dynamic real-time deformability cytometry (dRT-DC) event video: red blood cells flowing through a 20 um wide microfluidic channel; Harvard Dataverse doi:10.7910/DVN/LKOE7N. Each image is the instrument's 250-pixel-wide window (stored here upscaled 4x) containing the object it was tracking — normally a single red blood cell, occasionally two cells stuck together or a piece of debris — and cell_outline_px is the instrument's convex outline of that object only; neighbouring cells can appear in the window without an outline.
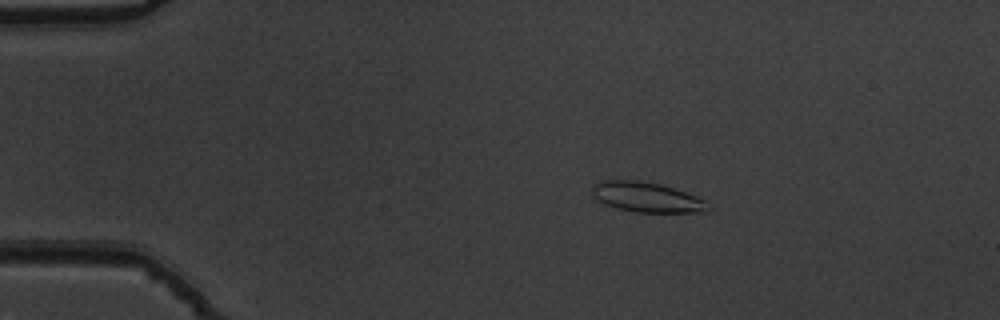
{"species": "common noctule bat (a hibernating species)", "species_latin": "Nyctalus noctula", "temperature_condition": "warm", "stored_images_in_passage": 16, "camera_frame_rate_fps": 3000, "um_per_image_px": 0.085, "animal": {"sex": "male", "body_mass_g": 19.5, "forearm_length_mm": 54.6}, "frame": {"image": 1, "passage_image": 11, "time_ms": 3.333, "image_size_px": [1000, 320], "cell_outline_px": [[712, 208], [708, 212], [632, 212], [616, 208], [604, 204], [596, 200], [592, 196], [592, 188], [600, 180], [636, 180], [660, 184], [684, 192], [704, 200]], "centroid_in_image_um": [54.94, 16.77], "position_along_channel_um": 30.1, "area_um2": 20.29}}